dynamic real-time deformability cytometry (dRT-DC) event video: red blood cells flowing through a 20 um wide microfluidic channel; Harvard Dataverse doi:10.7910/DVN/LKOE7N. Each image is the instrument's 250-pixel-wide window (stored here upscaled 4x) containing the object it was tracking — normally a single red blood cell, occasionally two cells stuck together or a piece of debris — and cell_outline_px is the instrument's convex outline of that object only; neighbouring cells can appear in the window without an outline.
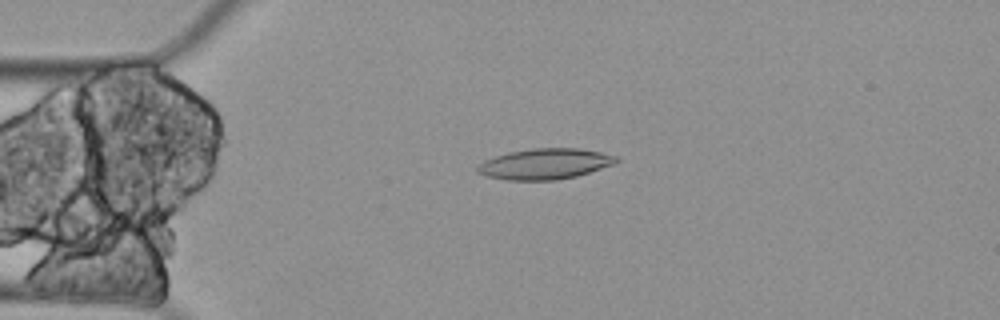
{"species": "Egyptian fruit bat (a non-hibernating species)", "species_latin": "Rousettus aegyptiacus", "temperature_condition": "cold", "stored_images_in_passage": 4, "camera_frame_rate_fps": 3000, "um_per_image_px": 0.085, "animal": {"sex": "female"}, "frame": {"image": 1, "passage_image": 3, "time_ms": 0.667, "image_size_px": [1000, 320], "cell_outline_px": [[620, 160], [616, 164], [576, 176], [556, 180], [504, 180], [488, 176], [476, 172], [476, 168], [484, 160], [508, 152], [532, 148], [576, 148], [600, 152], [616, 156]], "centroid_in_image_um": [46.33, 13.93], "position_along_channel_um": 38.7, "area_um2": 24.85}}